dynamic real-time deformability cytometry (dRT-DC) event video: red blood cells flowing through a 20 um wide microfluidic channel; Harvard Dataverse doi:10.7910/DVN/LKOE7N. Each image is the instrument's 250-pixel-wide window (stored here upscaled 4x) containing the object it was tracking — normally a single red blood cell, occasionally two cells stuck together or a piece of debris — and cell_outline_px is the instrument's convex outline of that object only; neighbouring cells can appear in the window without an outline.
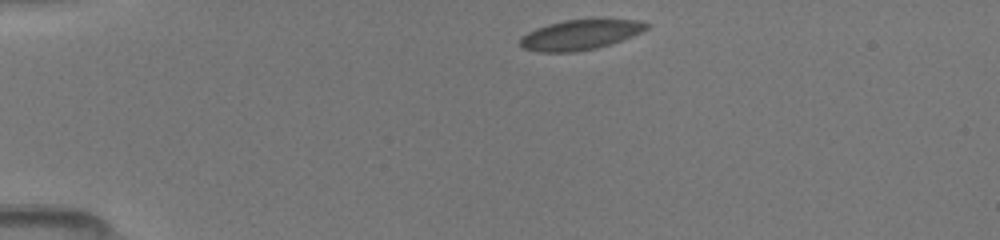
{"species": "common noctule bat (a hibernating species)", "species_latin": "Nyctalus noctula", "temperature_condition": "room temperature", "stored_images_in_passage": 33, "camera_frame_rate_fps": 3000, "um_per_image_px": 0.085, "animal": {"sex": "female", "body_mass_g": 19.5, "forearm_length_mm": 54.1}, "frame": {"image": 1, "passage_image": 1, "time_ms": 0.0, "image_size_px": [1000, 240], "cell_outline_px": [[652, 24], [648, 28], [632, 36], [596, 48], [576, 52], [536, 52], [520, 48], [520, 40], [528, 32], [536, 28], [548, 24], [564, 20], [600, 16], [640, 20]], "centroid_in_image_um": [49.38, 2.9], "position_along_channel_um": 35.6, "area_um2": 23.0}}
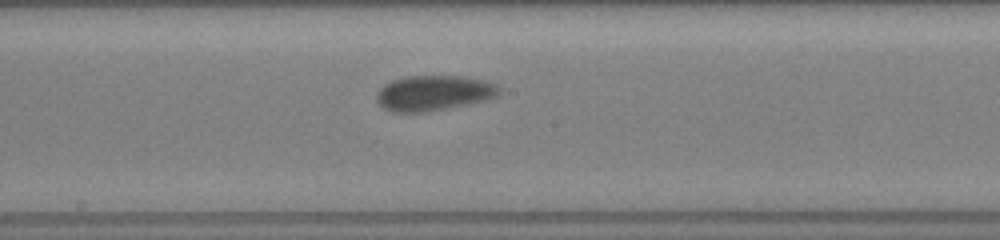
{"frame": {"image": 2, "passage_image": 13, "time_ms": 5.667, "image_size_px": [1000, 240], "cell_outline_px": [[500, 92], [496, 96], [488, 100], [448, 108], [424, 112], [392, 112], [384, 108], [376, 100], [376, 92], [384, 84], [392, 80], [408, 76], [464, 76], [484, 80], [496, 84], [500, 88]], "centroid_in_image_um": [36.87, 7.9], "position_along_channel_um": 211.3, "area_um2": 25.32}}
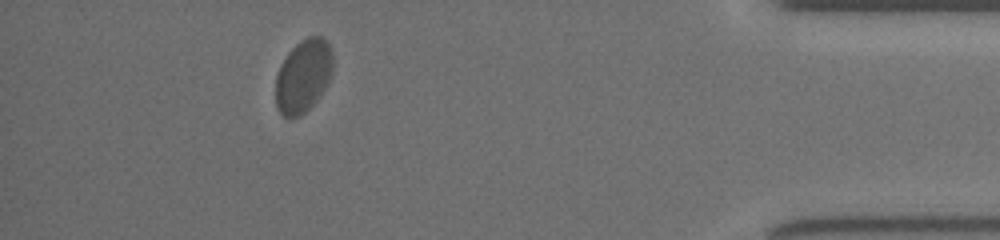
{"frame": {"image": 3, "passage_image": 28, "time_ms": 11.667, "image_size_px": [1000, 240], "cell_outline_px": [[332, 72], [324, 88], [316, 100], [300, 116], [288, 120], [276, 108], [276, 76], [280, 64], [288, 52], [300, 40], [308, 36], [320, 36], [328, 44], [332, 52]], "centroid_in_image_um": [25.74, 6.46], "position_along_channel_um": 409.5, "area_um2": 24.28}}